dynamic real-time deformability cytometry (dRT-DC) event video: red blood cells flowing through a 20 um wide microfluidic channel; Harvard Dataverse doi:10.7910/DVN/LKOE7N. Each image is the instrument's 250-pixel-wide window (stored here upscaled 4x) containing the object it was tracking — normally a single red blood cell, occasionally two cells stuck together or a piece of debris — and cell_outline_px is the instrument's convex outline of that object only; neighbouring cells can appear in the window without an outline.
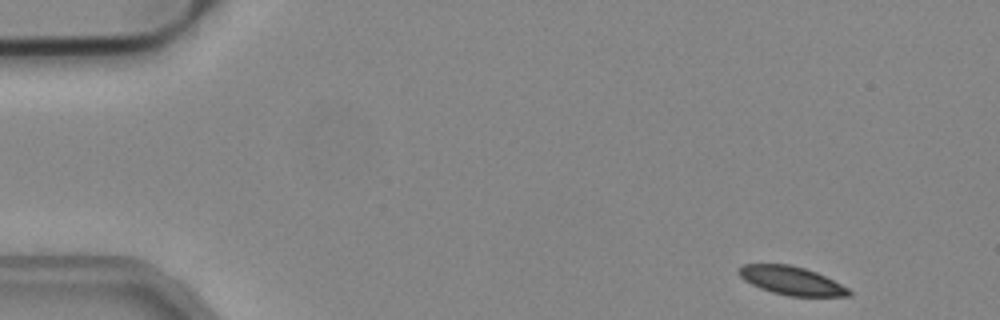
{"species": "common noctule bat (a hibernating species)", "species_latin": "Nyctalus noctula", "temperature_condition": "cold", "stored_images_in_passage": 49, "camera_frame_rate_fps": 3000, "um_per_image_px": 0.085, "animal": {"sex": "male", "body_mass_g": 19.2, "forearm_length_mm": 51.8}, "frame": {"image": 1, "passage_image": 1, "time_ms": 0.0, "image_size_px": [1000, 320], "cell_outline_px": [[852, 292], [848, 296], [788, 296], [772, 292], [760, 288], [744, 280], [736, 272], [744, 264], [788, 264], [804, 268], [816, 272], [848, 288]], "centroid_in_image_um": [67.25, 23.85], "position_along_channel_um": 17.8, "area_um2": 18.03}}
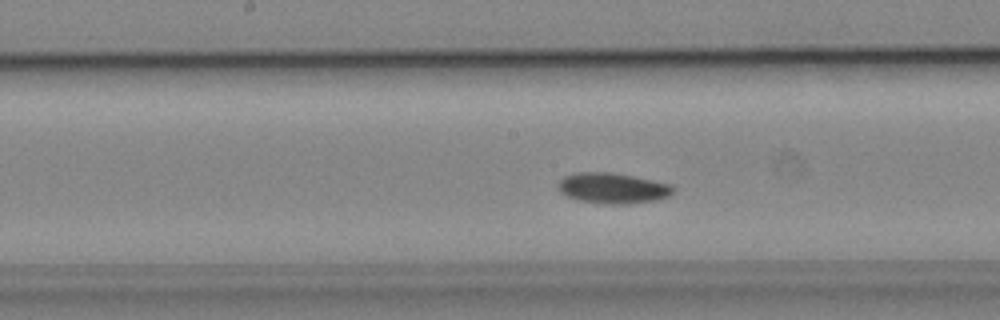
{"frame": {"image": 2, "passage_image": 23, "time_ms": 7.333, "image_size_px": [1000, 320], "cell_outline_px": [[676, 188], [668, 196], [656, 200], [628, 204], [604, 204], [576, 200], [560, 192], [556, 188], [556, 184], [564, 176], [576, 172], [608, 172], [632, 176], [672, 184]], "centroid_in_image_um": [52.04, 16.0], "position_along_channel_um": 196.2, "area_um2": 20.69}}
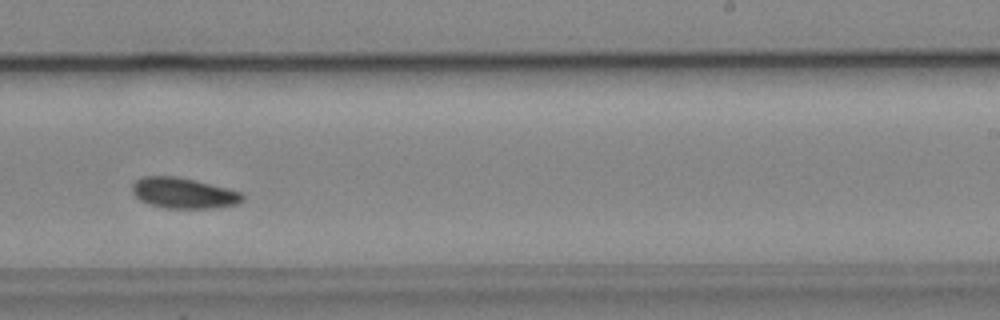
{"frame": {"image": 3, "passage_image": 29, "time_ms": 9.333, "image_size_px": [1000, 320], "cell_outline_px": [[244, 200], [236, 204], [216, 208], [164, 208], [140, 200], [132, 192], [132, 184], [136, 180], [144, 176], [176, 176], [196, 180], [228, 188], [240, 192], [244, 196]], "centroid_in_image_um": [15.61, 16.4], "position_along_channel_um": 273.4, "area_um2": 19.71}, "authors_computed_cell_mechanics": {"area_um2": 19.3052, "velocity_mm_per_s": 3.8844, "shape_relaxation_time_tau1_ms": 3.2128, "shape_relaxation_time_tau2_ms": null, "deformation_change_tau1": 0.0749, "deformation_change_tau2": null}}